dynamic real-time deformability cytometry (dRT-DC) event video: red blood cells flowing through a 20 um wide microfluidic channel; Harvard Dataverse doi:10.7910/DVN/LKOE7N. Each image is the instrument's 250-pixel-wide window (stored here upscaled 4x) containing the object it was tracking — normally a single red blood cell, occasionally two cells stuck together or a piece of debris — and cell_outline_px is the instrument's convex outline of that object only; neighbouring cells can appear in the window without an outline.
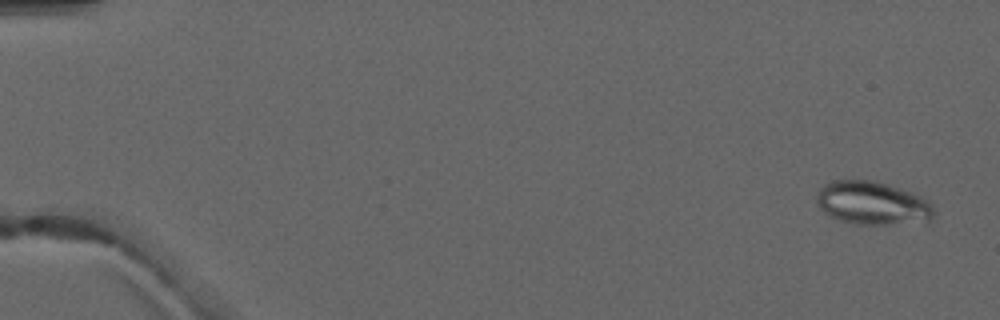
{"species": "common noctule bat (a hibernating species)", "species_latin": "Nyctalus noctula", "temperature_condition": "warm", "stored_images_in_passage": 4, "camera_frame_rate_fps": 3000, "um_per_image_px": 0.085, "animal": {"sex": "male", "forearm_length_mm": 52.5}, "frame": {"image": 1, "passage_image": 1, "time_ms": 0.0, "image_size_px": [1000, 320], "cell_outline_px": [[936, 212], [932, 220], [888, 224], [852, 224], [840, 220], [824, 212], [820, 208], [816, 200], [816, 192], [824, 184], [832, 180], [876, 180], [912, 192], [920, 196], [932, 204]], "centroid_in_image_um": [74.15, 17.25], "position_along_channel_um": 10.9, "area_um2": 29.71}}